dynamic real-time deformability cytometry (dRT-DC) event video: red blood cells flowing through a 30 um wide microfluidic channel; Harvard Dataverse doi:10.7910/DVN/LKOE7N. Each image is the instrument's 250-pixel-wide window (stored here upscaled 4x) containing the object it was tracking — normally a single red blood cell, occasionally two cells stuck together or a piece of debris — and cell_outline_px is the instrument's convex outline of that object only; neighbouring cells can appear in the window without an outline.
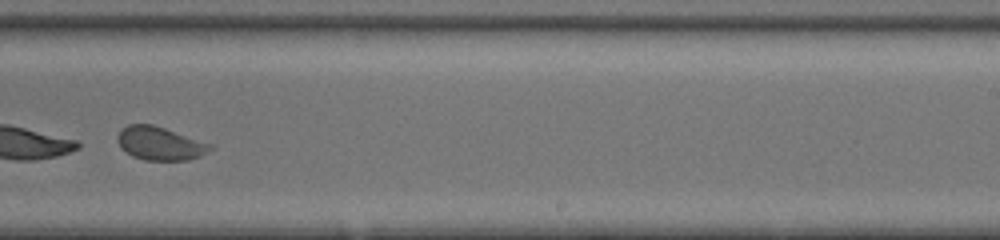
{"species": "common noctule bat (a hibernating species)", "species_latin": "Nyctalus noctula", "temperature_condition": "room temperature", "stored_images_in_passage": 37, "segment_of_instrument_passage": [2, 2], "camera_frame_rate_fps": 3000, "um_per_image_px": 0.085, "animal": {"sex": "female", "body_mass_g": 20.0, "forearm_length_mm": 54.0}, "frame": {"image": 1, "passage_image": 22, "time_ms": 7.0, "image_size_px": [1000, 240], "cell_outline_px": [[216, 148], [200, 156], [188, 160], [144, 160], [132, 156], [120, 148], [116, 140], [116, 136], [120, 128], [128, 124], [152, 124], [212, 144]], "centroid_in_image_um": [13.57, 12.19], "position_along_channel_um": 275.4, "area_um2": 18.26}}